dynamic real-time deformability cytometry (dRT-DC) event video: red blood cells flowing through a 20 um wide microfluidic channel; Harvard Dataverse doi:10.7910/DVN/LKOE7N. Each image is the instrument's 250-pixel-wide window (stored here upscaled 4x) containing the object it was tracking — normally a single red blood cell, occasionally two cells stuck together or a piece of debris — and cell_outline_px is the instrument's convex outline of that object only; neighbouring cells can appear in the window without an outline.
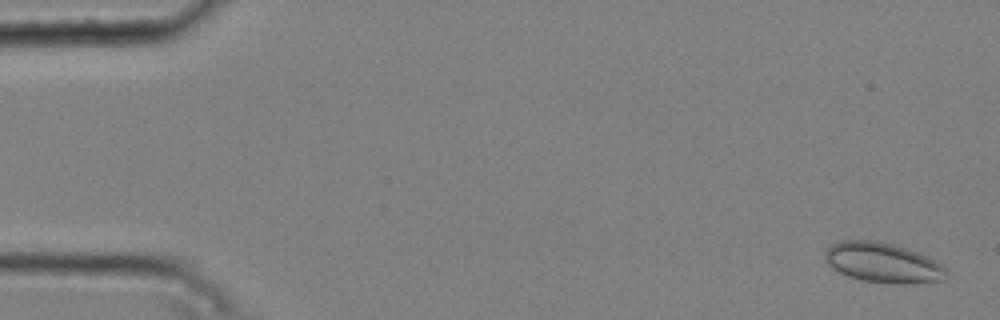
{"species": "common noctule bat (a hibernating species)", "species_latin": "Nyctalus noctula", "temperature_condition": "cold", "stored_images_in_passage": 51, "camera_frame_rate_fps": 3000, "um_per_image_px": 0.085, "animal": {"sex": "male", "body_mass_g": 20.4}, "frame": {"image": 1, "passage_image": 2, "time_ms": 0.333, "image_size_px": [1000, 320], "cell_outline_px": [[948, 272], [944, 280], [864, 280], [848, 276], [832, 268], [824, 260], [824, 252], [832, 244], [840, 240], [872, 240], [892, 244], [916, 252], [948, 268]], "centroid_in_image_um": [74.93, 22.25], "position_along_channel_um": 10.1, "area_um2": 26.76}}
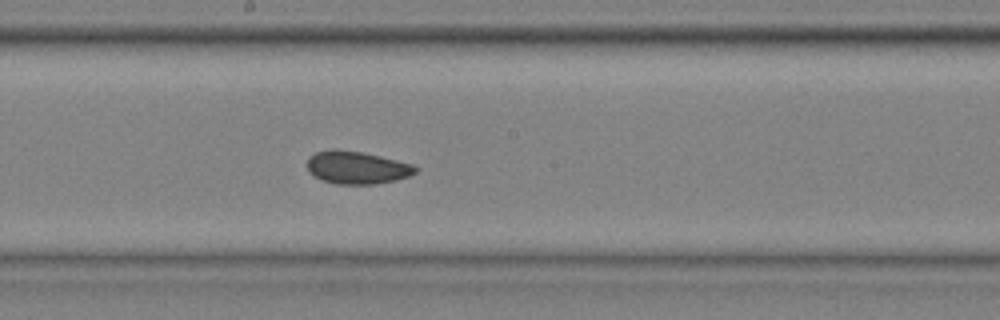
{"frame": {"image": 2, "passage_image": 29, "time_ms": 9.333, "image_size_px": [1000, 320], "cell_outline_px": [[420, 168], [412, 176], [396, 180], [372, 184], [336, 184], [320, 180], [308, 172], [308, 156], [316, 152], [332, 148], [364, 152], [412, 164]], "centroid_in_image_um": [30.33, 14.24], "position_along_channel_um": 217.9, "area_um2": 20.92}}
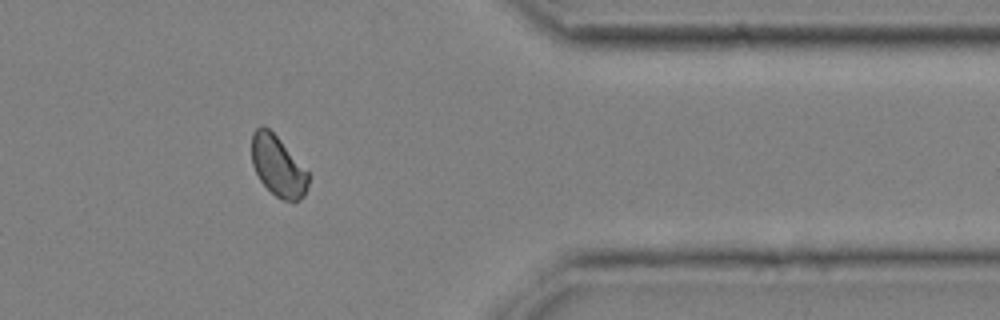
{"frame": {"image": 3, "passage_image": 44, "time_ms": 14.333, "image_size_px": [1000, 320], "cell_outline_px": [[308, 188], [304, 196], [300, 200], [280, 200], [260, 180], [252, 164], [252, 132], [260, 124], [264, 124], [280, 140], [308, 172]], "centroid_in_image_um": [23.61, 14.11], "position_along_channel_um": 387.8, "area_um2": 19.77}, "authors_computed_cell_mechanics": {"area_um2": 20.808, "velocity_mm_per_s": 3.7336, "shape_relaxation_time_tau1_ms": null, "shape_relaxation_time_tau2_ms": 1.5734, "deformation_change_tau1": null, "deformation_change_tau2": 0.0331}}